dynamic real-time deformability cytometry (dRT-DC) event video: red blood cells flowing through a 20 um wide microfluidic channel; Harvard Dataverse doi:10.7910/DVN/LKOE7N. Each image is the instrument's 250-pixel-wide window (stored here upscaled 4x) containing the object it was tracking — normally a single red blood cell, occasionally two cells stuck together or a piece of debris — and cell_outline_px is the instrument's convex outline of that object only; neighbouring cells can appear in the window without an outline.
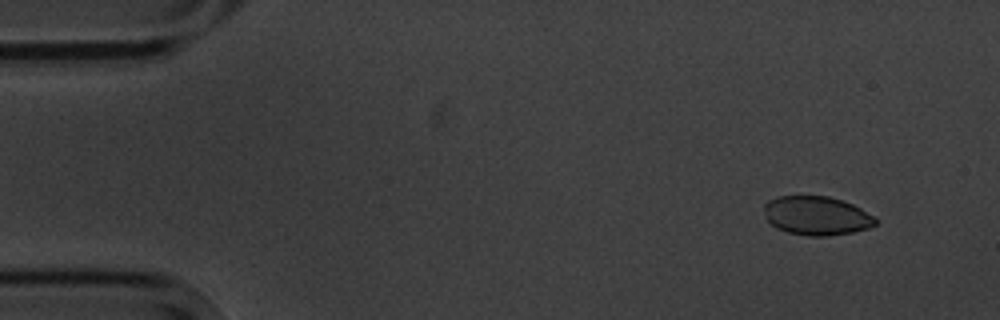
{"species": "common noctule bat (a hibernating species)", "species_latin": "Nyctalus noctula", "temperature_condition": "cold", "stored_images_in_passage": 4, "camera_frame_rate_fps": 3000, "um_per_image_px": 0.085, "animal": {"sex": "male", "body_mass_g": 20.1, "forearm_length_mm": 53.5}, "frame": {"image": 1, "passage_image": 1, "time_ms": 0.0, "image_size_px": [1000, 320], "cell_outline_px": [[876, 224], [868, 228], [852, 232], [828, 236], [808, 236], [788, 232], [776, 228], [768, 220], [764, 208], [764, 204], [768, 200], [776, 196], [828, 196], [852, 204], [876, 216]], "centroid_in_image_um": [69.42, 18.33], "position_along_channel_um": 15.6, "area_um2": 25.2}}